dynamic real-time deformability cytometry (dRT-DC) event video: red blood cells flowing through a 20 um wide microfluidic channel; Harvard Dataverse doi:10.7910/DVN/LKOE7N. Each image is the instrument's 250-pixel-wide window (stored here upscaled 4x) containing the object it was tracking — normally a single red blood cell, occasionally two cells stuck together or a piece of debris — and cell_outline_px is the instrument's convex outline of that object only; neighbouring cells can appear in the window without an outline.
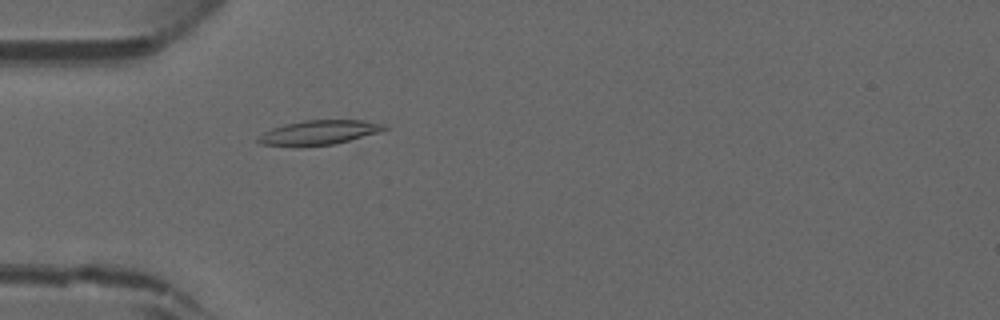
{"species": "common noctule bat (a hibernating species)", "species_latin": "Nyctalus noctula", "temperature_condition": "warm", "stored_images_in_passage": 45, "camera_frame_rate_fps": 3000, "um_per_image_px": 0.085, "animal": {"sex": "male", "forearm_length_mm": 52.5}, "frame": {"image": 1, "passage_image": 14, "time_ms": 4.333, "image_size_px": [1000, 320], "cell_outline_px": [[388, 128], [380, 132], [332, 144], [300, 148], [260, 144], [256, 140], [256, 136], [272, 128], [284, 124], [304, 120], [364, 120], [384, 124]], "centroid_in_image_um": [27.03, 11.28], "position_along_channel_um": 58.0, "area_um2": 18.32}}
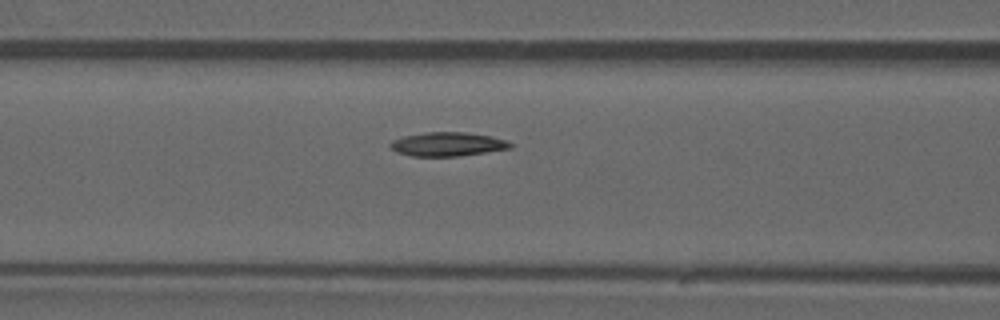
{"frame": {"image": 2, "passage_image": 19, "time_ms": 6.0, "image_size_px": [1000, 320], "cell_outline_px": [[512, 148], [456, 156], [412, 156], [396, 152], [388, 144], [392, 140], [404, 136], [428, 132], [464, 132], [492, 136], [504, 140], [512, 144]], "centroid_in_image_um": [38.01, 12.25], "position_along_channel_um": 128.6, "area_um2": 16.53}}
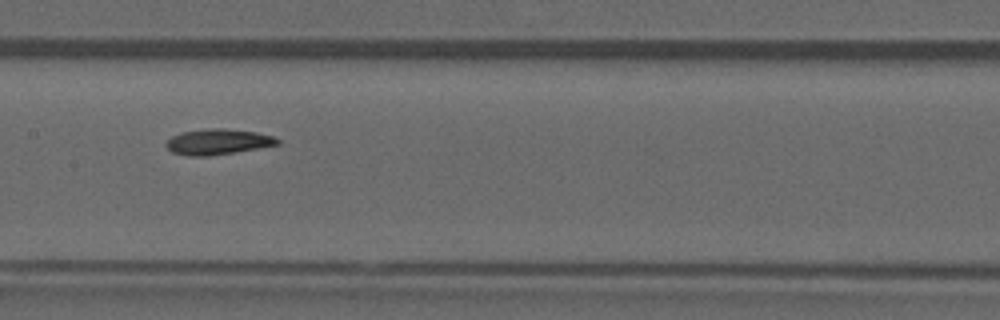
{"frame": {"image": 3, "passage_image": 23, "time_ms": 7.333, "image_size_px": [1000, 320], "cell_outline_px": [[280, 144], [208, 156], [188, 156], [172, 152], [164, 144], [172, 136], [180, 132], [208, 128], [224, 128], [256, 132], [272, 136], [280, 140]], "centroid_in_image_um": [18.48, 12.04], "position_along_channel_um": 188.9, "area_um2": 16.47}}